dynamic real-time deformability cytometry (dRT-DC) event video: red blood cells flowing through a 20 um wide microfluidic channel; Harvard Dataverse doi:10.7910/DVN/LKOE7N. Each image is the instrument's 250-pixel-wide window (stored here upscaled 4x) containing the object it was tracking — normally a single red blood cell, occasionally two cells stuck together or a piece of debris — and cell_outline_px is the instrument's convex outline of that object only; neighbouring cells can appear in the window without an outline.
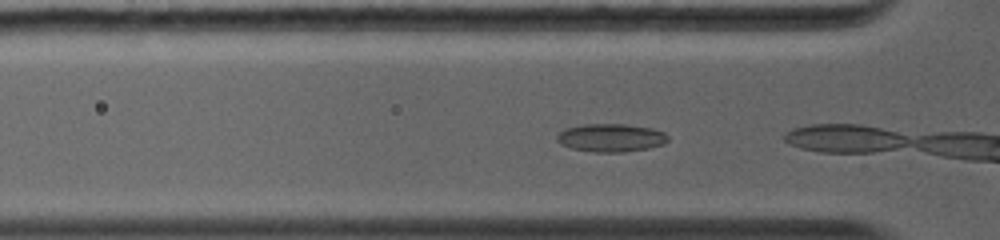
{"species": "common noctule bat (a hibernating species)", "species_latin": "Nyctalus noctula", "temperature_condition": "warm", "stored_images_in_passage": 3, "camera_frame_rate_fps": 5000, "um_per_image_px": 0.085, "animal": {"sex": "female", "body_mass_g": 19.0, "forearm_length_mm": 56.7}, "frame": {"image": 1, "passage_image": 2, "time_ms": 0.4, "image_size_px": [1000, 240], "cell_outline_px": [[668, 140], [664, 144], [648, 148], [624, 152], [592, 152], [572, 148], [560, 144], [556, 140], [556, 136], [560, 132], [568, 128], [584, 124], [624, 124], [652, 128], [664, 132], [668, 136]], "centroid_in_image_um": [51.94, 11.71], "position_along_channel_um": 73.9, "area_um2": 18.15}}